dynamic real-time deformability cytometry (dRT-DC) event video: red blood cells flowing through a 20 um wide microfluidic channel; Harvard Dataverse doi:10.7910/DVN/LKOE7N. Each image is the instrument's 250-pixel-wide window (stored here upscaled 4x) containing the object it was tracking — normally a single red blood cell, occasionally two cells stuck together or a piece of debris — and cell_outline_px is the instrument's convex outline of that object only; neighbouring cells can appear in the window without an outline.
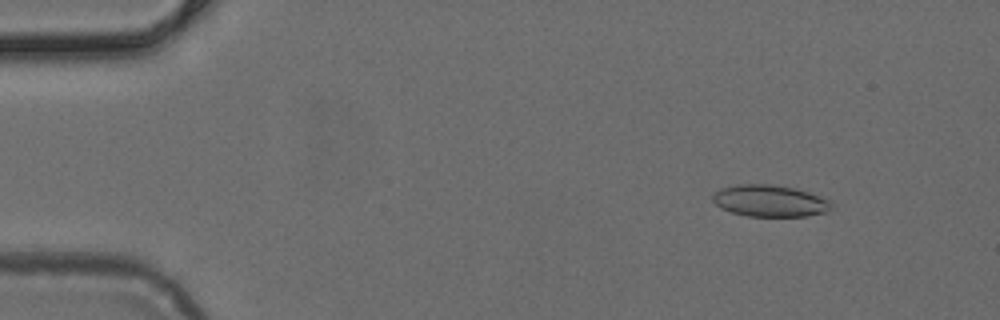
{"species": "common noctule bat (a hibernating species)", "species_latin": "Nyctalus noctula", "temperature_condition": "cold", "stored_images_in_passage": 49, "camera_frame_rate_fps": 3000, "um_per_image_px": 0.085, "animal": {"sex": "female", "body_mass_g": 24.6, "forearm_length_mm": 56.2}, "frame": {"image": 1, "passage_image": 5, "time_ms": 1.333, "image_size_px": [1000, 320], "cell_outline_px": [[832, 200], [828, 212], [808, 216], [748, 216], [732, 212], [720, 208], [712, 200], [712, 196], [720, 188], [736, 184], [768, 184], [792, 188], [808, 192]], "centroid_in_image_um": [65.43, 17.07], "position_along_channel_um": 19.6, "area_um2": 21.91}}
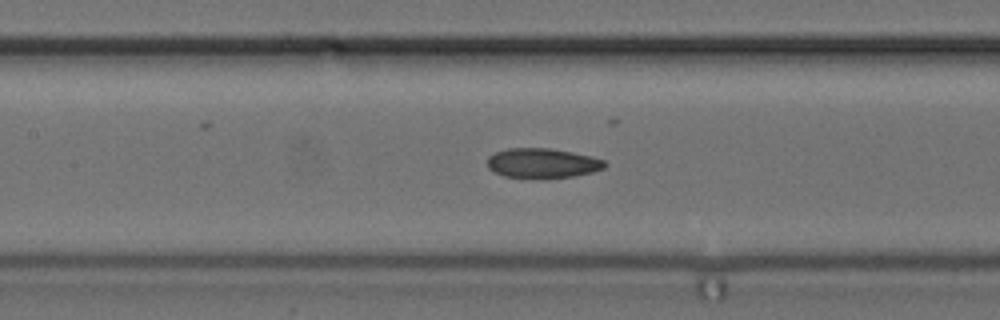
{"frame": {"image": 2, "passage_image": 22, "time_ms": 7.0, "image_size_px": [1000, 320], "cell_outline_px": [[608, 164], [604, 168], [592, 172], [576, 176], [536, 180], [504, 176], [488, 168], [488, 156], [496, 152], [508, 148], [548, 148], [572, 152], [592, 156], [604, 160]], "centroid_in_image_um": [46.12, 13.89], "position_along_channel_um": 161.3, "area_um2": 20.81}}
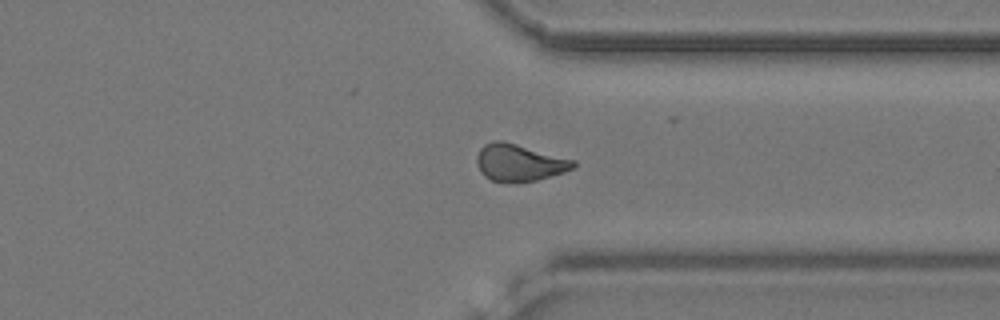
{"frame": {"image": 3, "passage_image": 37, "time_ms": 12.0, "image_size_px": [1000, 320], "cell_outline_px": [[576, 164], [572, 168], [564, 172], [536, 180], [516, 184], [492, 180], [484, 176], [480, 172], [476, 164], [476, 156], [480, 148], [484, 144], [492, 140], [504, 140], [576, 160]], "centroid_in_image_um": [44.1, 13.82], "position_along_channel_um": 367.3, "area_um2": 21.27}}